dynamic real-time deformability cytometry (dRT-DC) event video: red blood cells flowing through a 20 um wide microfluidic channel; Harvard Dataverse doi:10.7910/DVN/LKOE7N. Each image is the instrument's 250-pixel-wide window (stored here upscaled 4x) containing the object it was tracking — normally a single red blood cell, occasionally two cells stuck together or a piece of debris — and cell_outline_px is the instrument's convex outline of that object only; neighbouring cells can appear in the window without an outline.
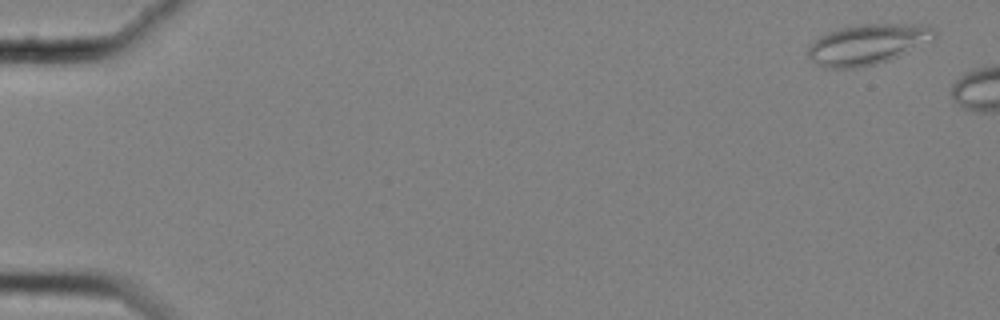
{"species": "common noctule bat (a hibernating species)", "species_latin": "Nyctalus noctula", "temperature_condition": "cold", "stored_images_in_passage": 9, "camera_frame_rate_fps": 3000, "um_per_image_px": 0.085, "animal": {"sex": "female", "body_mass_g": 25.1}, "frame": {"image": 1, "passage_image": 3, "time_ms": 0.667, "image_size_px": [1000, 320], "cell_outline_px": [[936, 40], [888, 60], [856, 68], [824, 68], [816, 64], [808, 56], [808, 48], [820, 36], [828, 32], [840, 28], [856, 24], [904, 24], [932, 28], [936, 32]], "centroid_in_image_um": [73.73, 3.77], "position_along_channel_um": 11.3, "area_um2": 29.48}}